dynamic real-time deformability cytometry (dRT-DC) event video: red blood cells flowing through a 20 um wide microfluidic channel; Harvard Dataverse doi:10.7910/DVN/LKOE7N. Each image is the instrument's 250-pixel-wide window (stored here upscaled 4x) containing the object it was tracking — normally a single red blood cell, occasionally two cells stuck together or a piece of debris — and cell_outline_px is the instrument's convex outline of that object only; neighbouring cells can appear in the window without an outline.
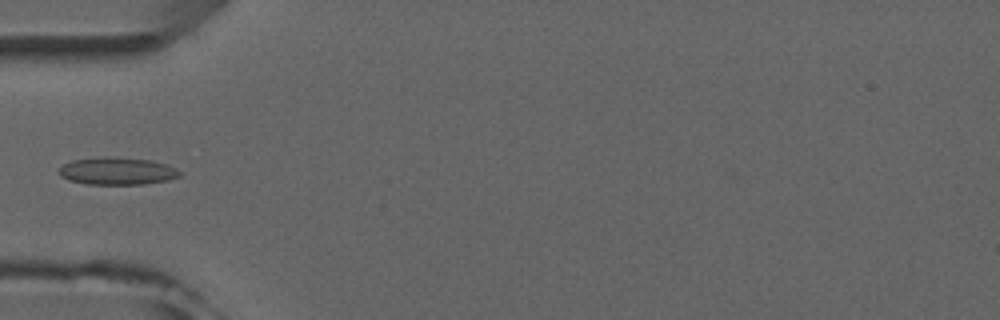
{"species": "common noctule bat (a hibernating species)", "species_latin": "Nyctalus noctula", "temperature_condition": "room temperature", "stored_images_in_passage": 6, "camera_frame_rate_fps": 3000, "um_per_image_px": 0.085, "animal": {"sex": "male", "forearm_length_mm": 52.5}, "frame": {"image": 1, "passage_image": 5, "time_ms": 5.333, "image_size_px": [1000, 320], "cell_outline_px": [[180, 176], [168, 180], [144, 184], [88, 184], [68, 180], [60, 176], [56, 172], [64, 164], [72, 160], [104, 156], [108, 156], [148, 160], [164, 164], [176, 168], [180, 172]], "centroid_in_image_um": [9.91, 14.54], "position_along_channel_um": 75.1, "area_um2": 19.25}}
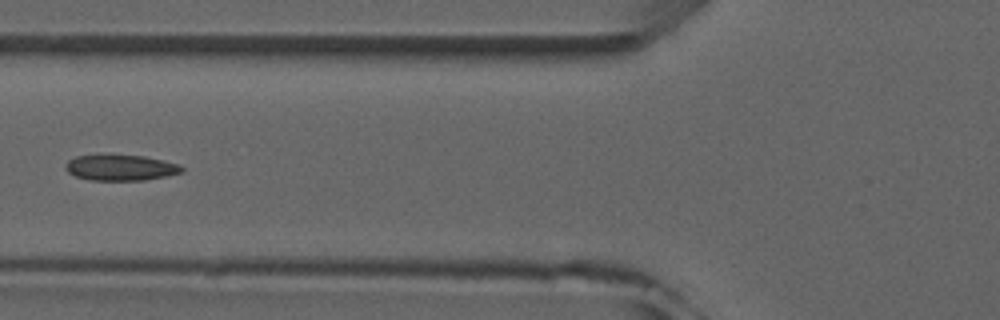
{"frame": {"image": 2, "passage_image": 6, "time_ms": 6.333, "image_size_px": [1000, 320], "cell_outline_px": [[184, 168], [180, 172], [164, 176], [144, 180], [88, 180], [76, 176], [68, 172], [64, 168], [64, 164], [68, 160], [76, 156], [112, 152], [144, 156], [180, 164]], "centroid_in_image_um": [10.18, 14.2], "position_along_channel_um": 115.6, "area_um2": 18.09}}